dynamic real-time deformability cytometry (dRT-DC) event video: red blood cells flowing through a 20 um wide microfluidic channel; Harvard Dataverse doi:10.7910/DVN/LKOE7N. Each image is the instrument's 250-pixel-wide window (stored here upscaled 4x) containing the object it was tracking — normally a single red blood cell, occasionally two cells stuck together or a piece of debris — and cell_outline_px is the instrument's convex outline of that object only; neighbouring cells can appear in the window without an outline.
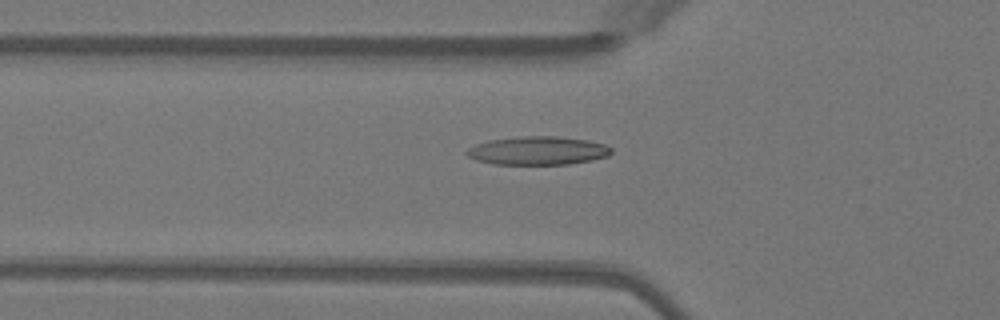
{"species": "Egyptian fruit bat (a non-hibernating species)", "species_latin": "Rousettus aegyptiacus", "temperature_condition": "warm", "stored_images_in_passage": 39, "camera_frame_rate_fps": 3000, "um_per_image_px": 0.085, "animal": {"sex": "female"}, "frame": {"image": 1, "passage_image": 11, "time_ms": 3.333, "image_size_px": [1000, 320], "cell_outline_px": [[612, 152], [608, 156], [592, 160], [568, 164], [492, 164], [476, 160], [468, 156], [464, 152], [468, 148], [476, 144], [488, 140], [520, 136], [556, 136], [588, 140], [604, 144], [612, 148]], "centroid_in_image_um": [45.7, 12.8], "position_along_channel_um": 80.1, "area_um2": 24.04}}
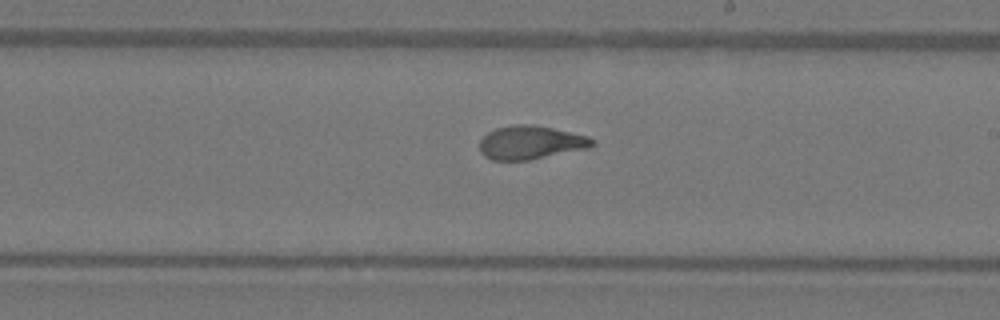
{"frame": {"image": 2, "passage_image": 23, "time_ms": 7.333, "image_size_px": [1000, 320], "cell_outline_px": [[596, 144], [588, 148], [528, 160], [492, 160], [484, 156], [480, 152], [480, 140], [488, 132], [496, 128], [516, 124], [532, 124], [552, 128], [588, 136], [596, 140]], "centroid_in_image_um": [45.11, 12.11], "position_along_channel_um": 243.9, "area_um2": 21.96}}
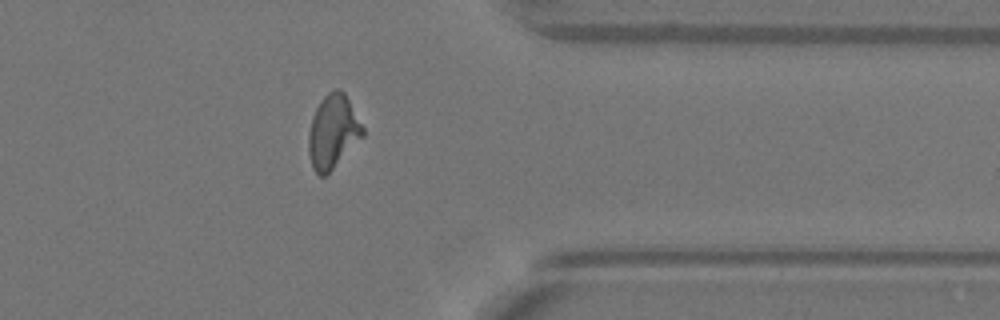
{"frame": {"image": 3, "passage_image": 34, "time_ms": 11.0, "image_size_px": [1000, 320], "cell_outline_px": [[364, 136], [324, 176], [320, 176], [312, 168], [308, 152], [308, 136], [312, 116], [320, 100], [328, 92], [336, 88], [340, 88], [344, 92], [364, 128]], "centroid_in_image_um": [28.28, 11.17], "position_along_channel_um": 383.1, "area_um2": 23.06}}